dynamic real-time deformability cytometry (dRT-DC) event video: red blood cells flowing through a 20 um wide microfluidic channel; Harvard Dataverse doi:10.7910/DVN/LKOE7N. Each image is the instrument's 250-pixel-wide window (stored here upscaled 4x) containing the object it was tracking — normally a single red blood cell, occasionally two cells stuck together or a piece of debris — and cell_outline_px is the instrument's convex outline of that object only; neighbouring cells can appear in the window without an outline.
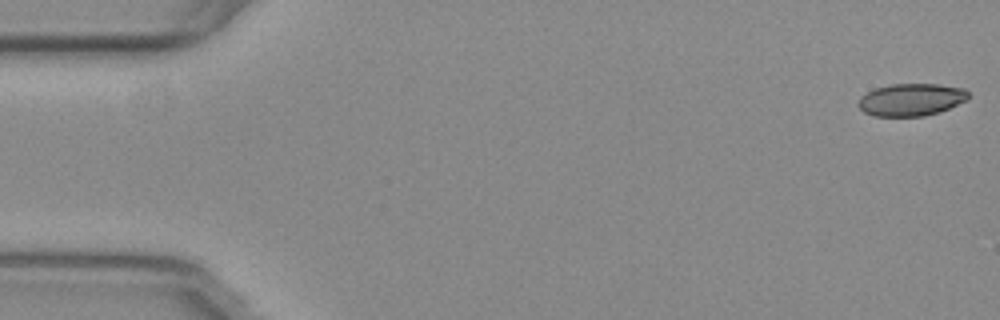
{"species": "common noctule bat (a hibernating species)", "species_latin": "Nyctalus noctula", "temperature_condition": "warm", "stored_images_in_passage": 36, "camera_frame_rate_fps": 3000, "um_per_image_px": 0.085, "animal": {"sex": "female", "body_mass_g": 29.2, "forearm_length_mm": 56.3}, "frame": {"image": 1, "passage_image": 1, "time_ms": 0.0, "image_size_px": [1000, 320], "cell_outline_px": [[968, 100], [940, 112], [924, 116], [872, 116], [864, 112], [856, 104], [860, 96], [876, 88], [892, 84], [940, 84], [964, 88], [968, 92]], "centroid_in_image_um": [77.45, 8.47], "position_along_channel_um": 7.5, "area_um2": 20.92}}
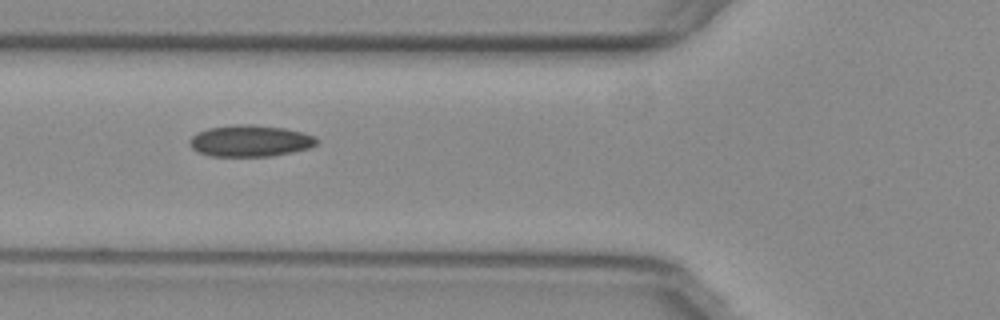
{"frame": {"image": 2, "passage_image": 20, "time_ms": 6.333, "image_size_px": [1000, 320], "cell_outline_px": [[316, 144], [308, 148], [292, 152], [272, 156], [212, 156], [196, 152], [188, 144], [188, 140], [196, 132], [208, 128], [236, 124], [252, 124], [284, 128], [304, 132], [316, 136]], "centroid_in_image_um": [21.22, 11.97], "position_along_channel_um": 104.6, "area_um2": 23.52}}
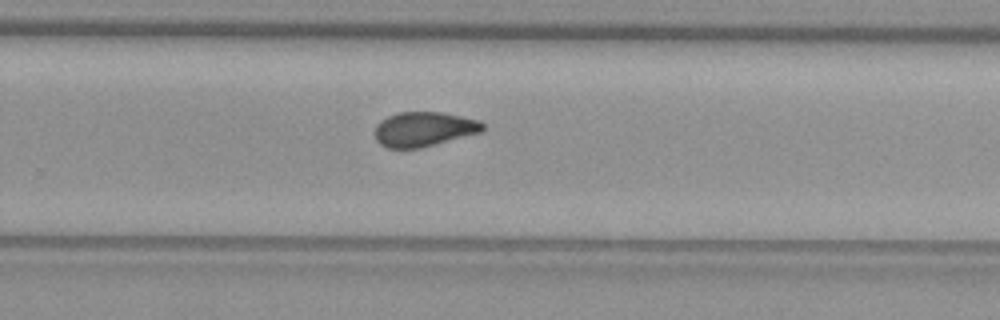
{"frame": {"image": 3, "passage_image": 35, "time_ms": 11.333, "image_size_px": [1000, 320], "cell_outline_px": [[484, 128], [480, 132], [436, 144], [420, 148], [388, 148], [380, 144], [376, 140], [376, 124], [380, 120], [396, 112], [440, 112], [480, 120], [484, 124]], "centroid_in_image_um": [36.01, 10.97], "position_along_channel_um": 293.8, "area_um2": 21.68}}